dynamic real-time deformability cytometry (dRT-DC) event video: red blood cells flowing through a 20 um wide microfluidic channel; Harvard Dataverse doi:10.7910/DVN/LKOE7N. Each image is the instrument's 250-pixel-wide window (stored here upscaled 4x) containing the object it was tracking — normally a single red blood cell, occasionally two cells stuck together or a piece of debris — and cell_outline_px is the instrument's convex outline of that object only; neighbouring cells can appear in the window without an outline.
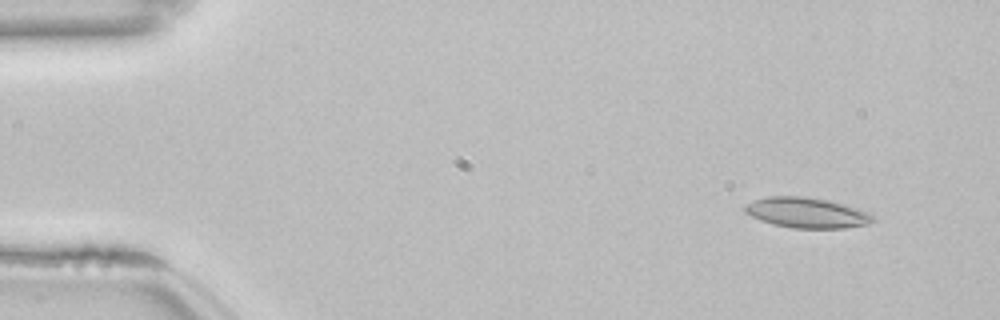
{"species": "common noctule bat (a hibernating species)", "species_latin": "Nyctalus noctula", "temperature_condition": "room temperature", "stored_images_in_passage": 52, "camera_frame_rate_fps": 3000, "um_per_image_px": 0.085, "animal": {"sex": "female", "body_mass_g": 22.7, "forearm_length_mm": 54.2}, "frame": {"image": 1, "passage_image": 3, "time_ms": 0.667, "image_size_px": [1000, 320], "cell_outline_px": [[876, 220], [868, 224], [844, 228], [792, 228], [772, 224], [760, 220], [744, 212], [744, 208], [748, 204], [756, 200], [768, 196], [804, 196], [828, 200], [844, 204], [868, 212]], "centroid_in_image_um": [68.59, 18.09], "position_along_channel_um": 16.4, "area_um2": 22.54}}
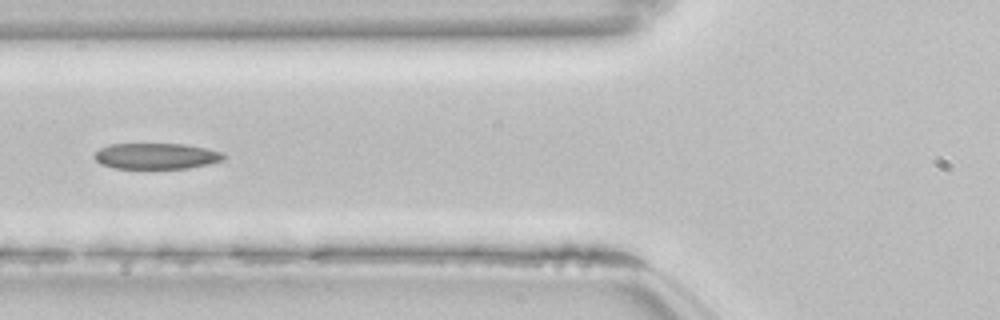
{"frame": {"image": 2, "passage_image": 19, "time_ms": 6.0, "image_size_px": [1000, 320], "cell_outline_px": [[224, 160], [208, 164], [188, 168], [112, 168], [100, 164], [92, 156], [100, 148], [108, 144], [184, 144], [208, 148], [224, 152]], "centroid_in_image_um": [13.28, 13.26], "position_along_channel_um": 112.5, "area_um2": 19.65}}
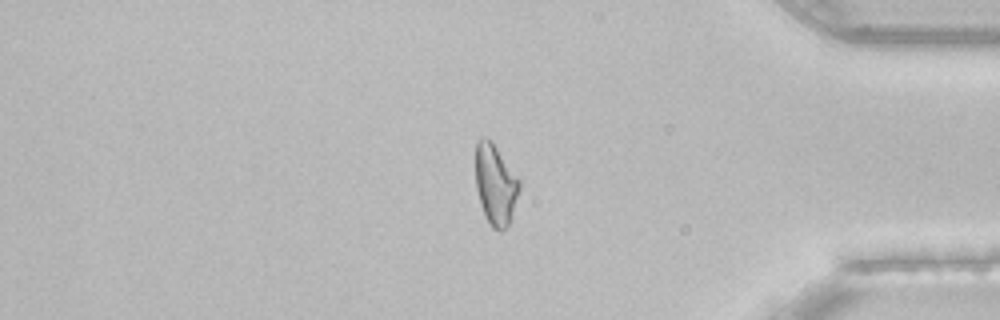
{"frame": {"image": 3, "passage_image": 43, "time_ms": 14.0, "image_size_px": [1000, 320], "cell_outline_px": [[520, 188], [508, 224], [500, 232], [492, 228], [484, 216], [480, 204], [476, 188], [476, 140], [480, 136], [488, 136], [492, 140], [520, 180]], "centroid_in_image_um": [42.09, 15.63], "position_along_channel_um": 393.1, "area_um2": 20.69}, "authors_computed_cell_mechanics": {"area_um2": 20.8658, "velocity_mm_per_s": 3.8423, "shape_relaxation_time_tau1_ms": null, "shape_relaxation_time_tau2_ms": 3.7002, "deformation_change_tau1": null, "deformation_change_tau2": 0.1234}}